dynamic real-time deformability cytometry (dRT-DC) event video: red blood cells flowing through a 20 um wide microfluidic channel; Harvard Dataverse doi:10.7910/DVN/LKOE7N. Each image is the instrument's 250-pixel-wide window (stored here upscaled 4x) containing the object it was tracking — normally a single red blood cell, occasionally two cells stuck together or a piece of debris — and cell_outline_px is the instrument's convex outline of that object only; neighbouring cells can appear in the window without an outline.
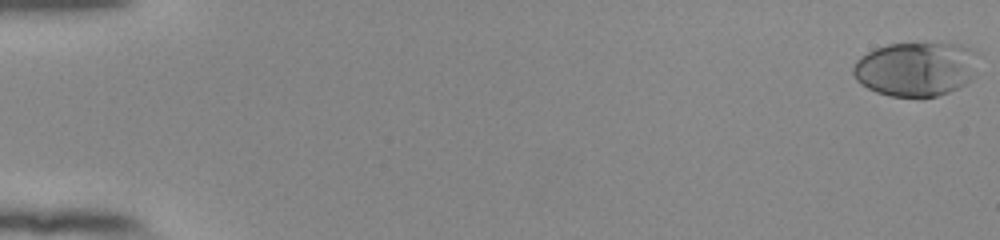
{"species": "human", "species_latin": "Homo sapiens", "temperature_condition": "room temperature", "stored_images_in_passage": 55, "camera_frame_rate_fps": 3000, "um_per_image_px": 0.085, "donor": {"sex": "female"}, "frame": {"image": 1, "passage_image": 1, "time_ms": 0.0, "image_size_px": [1000, 240], "cell_outline_px": [[972, 80], [948, 92], [936, 96], [888, 96], [876, 92], [860, 84], [856, 80], [852, 72], [852, 68], [856, 60], [860, 56], [876, 48], [888, 44], [960, 44], [968, 48], [972, 76]], "centroid_in_image_um": [77.69, 5.89], "position_along_channel_um": 7.3, "area_um2": 38.38}}
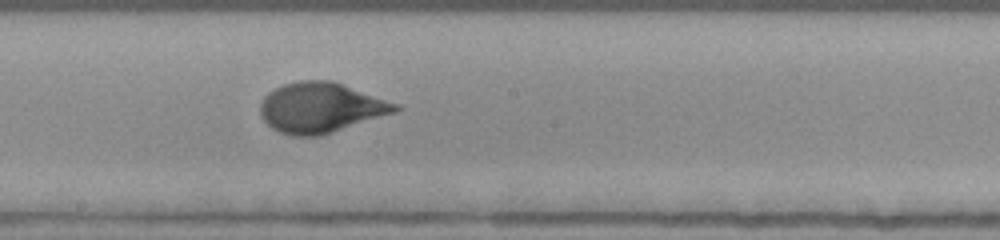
{"frame": {"image": 2, "passage_image": 32, "time_ms": 10.333, "image_size_px": [1000, 240], "cell_outline_px": [[404, 108], [396, 112], [320, 136], [292, 136], [280, 132], [272, 128], [260, 116], [260, 104], [264, 96], [268, 92], [284, 84], [300, 80], [332, 80], [400, 104]], "centroid_in_image_um": [27.28, 9.14], "position_along_channel_um": 220.9, "area_um2": 39.65}}
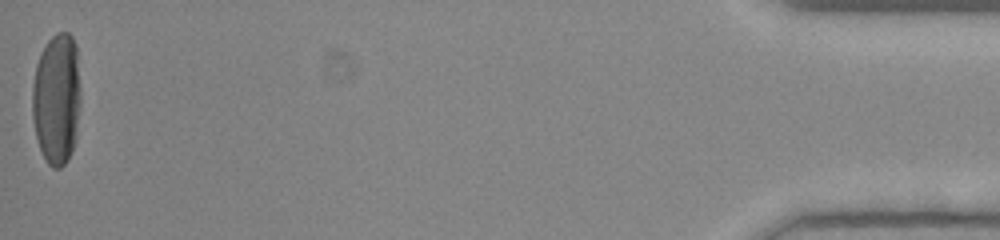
{"frame": {"image": 3, "passage_image": 55, "time_ms": 18.0, "image_size_px": [1000, 240], "cell_outline_px": [[80, 108], [76, 140], [72, 152], [68, 160], [60, 168], [52, 168], [48, 164], [40, 148], [36, 136], [32, 120], [32, 84], [36, 64], [40, 52], [48, 40], [56, 32], [68, 32], [72, 36], [76, 44], [80, 88]], "centroid_in_image_um": [4.82, 8.4], "position_along_channel_um": 430.4, "area_um2": 37.74}, "authors_computed_cell_mechanics": {"area_um2": 37.6278, "velocity_mm_per_s": 3.8694, "shape_relaxation_time_tau1_ms": 3.5483, "shape_relaxation_time_tau2_ms": null, "deformation_change_tau1": 0.1917, "deformation_change_tau2": null}}